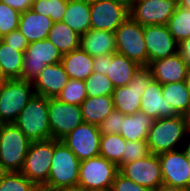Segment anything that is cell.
<instances>
[{
  "instance_id": "7402d4cb",
  "label": "cell",
  "mask_w": 190,
  "mask_h": 191,
  "mask_svg": "<svg viewBox=\"0 0 190 191\" xmlns=\"http://www.w3.org/2000/svg\"><path fill=\"white\" fill-rule=\"evenodd\" d=\"M53 24L50 17H45L29 9L21 13L18 30L28 43H32L47 39Z\"/></svg>"
},
{
  "instance_id": "30bf717a",
  "label": "cell",
  "mask_w": 190,
  "mask_h": 191,
  "mask_svg": "<svg viewBox=\"0 0 190 191\" xmlns=\"http://www.w3.org/2000/svg\"><path fill=\"white\" fill-rule=\"evenodd\" d=\"M62 57L48 39L29 43L24 53L21 80L33 83L46 65L60 63Z\"/></svg>"
},
{
  "instance_id": "ba28073f",
  "label": "cell",
  "mask_w": 190,
  "mask_h": 191,
  "mask_svg": "<svg viewBox=\"0 0 190 191\" xmlns=\"http://www.w3.org/2000/svg\"><path fill=\"white\" fill-rule=\"evenodd\" d=\"M53 153V138L31 142L20 172L37 187L44 186L48 181Z\"/></svg>"
},
{
  "instance_id": "1f68e13d",
  "label": "cell",
  "mask_w": 190,
  "mask_h": 191,
  "mask_svg": "<svg viewBox=\"0 0 190 191\" xmlns=\"http://www.w3.org/2000/svg\"><path fill=\"white\" fill-rule=\"evenodd\" d=\"M168 30L179 44L190 37V9L178 6L167 23Z\"/></svg>"
},
{
  "instance_id": "f1b7e54d",
  "label": "cell",
  "mask_w": 190,
  "mask_h": 191,
  "mask_svg": "<svg viewBox=\"0 0 190 191\" xmlns=\"http://www.w3.org/2000/svg\"><path fill=\"white\" fill-rule=\"evenodd\" d=\"M24 52L15 50L0 40V69L5 80L20 79Z\"/></svg>"
},
{
  "instance_id": "db71d44e",
  "label": "cell",
  "mask_w": 190,
  "mask_h": 191,
  "mask_svg": "<svg viewBox=\"0 0 190 191\" xmlns=\"http://www.w3.org/2000/svg\"><path fill=\"white\" fill-rule=\"evenodd\" d=\"M34 191H52V190L41 186V187H37Z\"/></svg>"
},
{
  "instance_id": "4316f807",
  "label": "cell",
  "mask_w": 190,
  "mask_h": 191,
  "mask_svg": "<svg viewBox=\"0 0 190 191\" xmlns=\"http://www.w3.org/2000/svg\"><path fill=\"white\" fill-rule=\"evenodd\" d=\"M152 123L153 119L140 111L131 115H125L119 134L126 141L147 140Z\"/></svg>"
},
{
  "instance_id": "5b68a950",
  "label": "cell",
  "mask_w": 190,
  "mask_h": 191,
  "mask_svg": "<svg viewBox=\"0 0 190 191\" xmlns=\"http://www.w3.org/2000/svg\"><path fill=\"white\" fill-rule=\"evenodd\" d=\"M31 141L14 124H0V162L7 172H20Z\"/></svg>"
},
{
  "instance_id": "603a6c76",
  "label": "cell",
  "mask_w": 190,
  "mask_h": 191,
  "mask_svg": "<svg viewBox=\"0 0 190 191\" xmlns=\"http://www.w3.org/2000/svg\"><path fill=\"white\" fill-rule=\"evenodd\" d=\"M140 65L118 52L107 55L106 75L114 87L127 86Z\"/></svg>"
},
{
  "instance_id": "d6a6232c",
  "label": "cell",
  "mask_w": 190,
  "mask_h": 191,
  "mask_svg": "<svg viewBox=\"0 0 190 191\" xmlns=\"http://www.w3.org/2000/svg\"><path fill=\"white\" fill-rule=\"evenodd\" d=\"M68 0H34L31 10L35 13L50 17L53 22L62 21Z\"/></svg>"
},
{
  "instance_id": "9c48e42d",
  "label": "cell",
  "mask_w": 190,
  "mask_h": 191,
  "mask_svg": "<svg viewBox=\"0 0 190 191\" xmlns=\"http://www.w3.org/2000/svg\"><path fill=\"white\" fill-rule=\"evenodd\" d=\"M153 80L148 66H140L127 86L116 87L112 93L114 109L124 115L140 111L141 96Z\"/></svg>"
},
{
  "instance_id": "6da1fadb",
  "label": "cell",
  "mask_w": 190,
  "mask_h": 191,
  "mask_svg": "<svg viewBox=\"0 0 190 191\" xmlns=\"http://www.w3.org/2000/svg\"><path fill=\"white\" fill-rule=\"evenodd\" d=\"M190 129V118L183 115L153 120L148 132L150 153L160 154L182 148Z\"/></svg>"
},
{
  "instance_id": "f5cc1de1",
  "label": "cell",
  "mask_w": 190,
  "mask_h": 191,
  "mask_svg": "<svg viewBox=\"0 0 190 191\" xmlns=\"http://www.w3.org/2000/svg\"><path fill=\"white\" fill-rule=\"evenodd\" d=\"M83 1H85L88 4H95V3H99V2L104 1V0H83Z\"/></svg>"
},
{
  "instance_id": "d4e9b609",
  "label": "cell",
  "mask_w": 190,
  "mask_h": 191,
  "mask_svg": "<svg viewBox=\"0 0 190 191\" xmlns=\"http://www.w3.org/2000/svg\"><path fill=\"white\" fill-rule=\"evenodd\" d=\"M80 108L84 123L99 126L114 110L112 95L87 97Z\"/></svg>"
},
{
  "instance_id": "816d5d0a",
  "label": "cell",
  "mask_w": 190,
  "mask_h": 191,
  "mask_svg": "<svg viewBox=\"0 0 190 191\" xmlns=\"http://www.w3.org/2000/svg\"><path fill=\"white\" fill-rule=\"evenodd\" d=\"M7 173V171L4 169L3 165L0 162V179Z\"/></svg>"
},
{
  "instance_id": "83f0119b",
  "label": "cell",
  "mask_w": 190,
  "mask_h": 191,
  "mask_svg": "<svg viewBox=\"0 0 190 191\" xmlns=\"http://www.w3.org/2000/svg\"><path fill=\"white\" fill-rule=\"evenodd\" d=\"M47 39L62 55L80 48V35L62 21L54 22Z\"/></svg>"
},
{
  "instance_id": "d590c367",
  "label": "cell",
  "mask_w": 190,
  "mask_h": 191,
  "mask_svg": "<svg viewBox=\"0 0 190 191\" xmlns=\"http://www.w3.org/2000/svg\"><path fill=\"white\" fill-rule=\"evenodd\" d=\"M36 188L21 172H7L0 179V191H34Z\"/></svg>"
},
{
  "instance_id": "8fae6325",
  "label": "cell",
  "mask_w": 190,
  "mask_h": 191,
  "mask_svg": "<svg viewBox=\"0 0 190 191\" xmlns=\"http://www.w3.org/2000/svg\"><path fill=\"white\" fill-rule=\"evenodd\" d=\"M48 114L52 138L62 140L80 124L84 123L80 106L48 98Z\"/></svg>"
},
{
  "instance_id": "d6986e66",
  "label": "cell",
  "mask_w": 190,
  "mask_h": 191,
  "mask_svg": "<svg viewBox=\"0 0 190 191\" xmlns=\"http://www.w3.org/2000/svg\"><path fill=\"white\" fill-rule=\"evenodd\" d=\"M69 77L62 63L46 65L33 82L35 94L56 98L67 84Z\"/></svg>"
},
{
  "instance_id": "cb8c5ba5",
  "label": "cell",
  "mask_w": 190,
  "mask_h": 191,
  "mask_svg": "<svg viewBox=\"0 0 190 191\" xmlns=\"http://www.w3.org/2000/svg\"><path fill=\"white\" fill-rule=\"evenodd\" d=\"M61 63L71 79L85 81L94 72L93 57L81 48L64 54Z\"/></svg>"
},
{
  "instance_id": "ab89813d",
  "label": "cell",
  "mask_w": 190,
  "mask_h": 191,
  "mask_svg": "<svg viewBox=\"0 0 190 191\" xmlns=\"http://www.w3.org/2000/svg\"><path fill=\"white\" fill-rule=\"evenodd\" d=\"M110 191H152L147 187L141 186L134 181L124 177L119 172L116 174Z\"/></svg>"
},
{
  "instance_id": "bcb514c9",
  "label": "cell",
  "mask_w": 190,
  "mask_h": 191,
  "mask_svg": "<svg viewBox=\"0 0 190 191\" xmlns=\"http://www.w3.org/2000/svg\"><path fill=\"white\" fill-rule=\"evenodd\" d=\"M182 149L185 152L186 157L190 161V129H189L187 137H186V139H185V141L183 143Z\"/></svg>"
},
{
  "instance_id": "f6af8a7d",
  "label": "cell",
  "mask_w": 190,
  "mask_h": 191,
  "mask_svg": "<svg viewBox=\"0 0 190 191\" xmlns=\"http://www.w3.org/2000/svg\"><path fill=\"white\" fill-rule=\"evenodd\" d=\"M152 191H189V190L161 184L159 187H157L155 190Z\"/></svg>"
},
{
  "instance_id": "8992f818",
  "label": "cell",
  "mask_w": 190,
  "mask_h": 191,
  "mask_svg": "<svg viewBox=\"0 0 190 191\" xmlns=\"http://www.w3.org/2000/svg\"><path fill=\"white\" fill-rule=\"evenodd\" d=\"M116 52L135 61L140 66H148V53L144 40V26L130 16L114 31Z\"/></svg>"
},
{
  "instance_id": "4fadbf2b",
  "label": "cell",
  "mask_w": 190,
  "mask_h": 191,
  "mask_svg": "<svg viewBox=\"0 0 190 191\" xmlns=\"http://www.w3.org/2000/svg\"><path fill=\"white\" fill-rule=\"evenodd\" d=\"M118 172L135 183L155 190L163 184L161 165L157 154L122 164Z\"/></svg>"
},
{
  "instance_id": "44dd1931",
  "label": "cell",
  "mask_w": 190,
  "mask_h": 191,
  "mask_svg": "<svg viewBox=\"0 0 190 191\" xmlns=\"http://www.w3.org/2000/svg\"><path fill=\"white\" fill-rule=\"evenodd\" d=\"M80 48L92 57L112 55L116 52L114 32L90 29L80 35Z\"/></svg>"
},
{
  "instance_id": "c3c4849f",
  "label": "cell",
  "mask_w": 190,
  "mask_h": 191,
  "mask_svg": "<svg viewBox=\"0 0 190 191\" xmlns=\"http://www.w3.org/2000/svg\"><path fill=\"white\" fill-rule=\"evenodd\" d=\"M178 6L190 9V0H178Z\"/></svg>"
},
{
  "instance_id": "f546056e",
  "label": "cell",
  "mask_w": 190,
  "mask_h": 191,
  "mask_svg": "<svg viewBox=\"0 0 190 191\" xmlns=\"http://www.w3.org/2000/svg\"><path fill=\"white\" fill-rule=\"evenodd\" d=\"M162 95L177 115L190 118V96L184 81L162 84Z\"/></svg>"
},
{
  "instance_id": "7a4b0ae2",
  "label": "cell",
  "mask_w": 190,
  "mask_h": 191,
  "mask_svg": "<svg viewBox=\"0 0 190 191\" xmlns=\"http://www.w3.org/2000/svg\"><path fill=\"white\" fill-rule=\"evenodd\" d=\"M14 124L31 141L52 139L48 114V97L34 94Z\"/></svg>"
},
{
  "instance_id": "484cf974",
  "label": "cell",
  "mask_w": 190,
  "mask_h": 191,
  "mask_svg": "<svg viewBox=\"0 0 190 191\" xmlns=\"http://www.w3.org/2000/svg\"><path fill=\"white\" fill-rule=\"evenodd\" d=\"M62 22L79 35L88 32L91 29L90 4L83 0H68Z\"/></svg>"
},
{
  "instance_id": "52a82bcc",
  "label": "cell",
  "mask_w": 190,
  "mask_h": 191,
  "mask_svg": "<svg viewBox=\"0 0 190 191\" xmlns=\"http://www.w3.org/2000/svg\"><path fill=\"white\" fill-rule=\"evenodd\" d=\"M118 170L115 163L100 155L82 160L78 186L86 191H110Z\"/></svg>"
},
{
  "instance_id": "ffe728a7",
  "label": "cell",
  "mask_w": 190,
  "mask_h": 191,
  "mask_svg": "<svg viewBox=\"0 0 190 191\" xmlns=\"http://www.w3.org/2000/svg\"><path fill=\"white\" fill-rule=\"evenodd\" d=\"M140 112L153 120L177 115L162 95V84L155 79L150 82L141 96Z\"/></svg>"
},
{
  "instance_id": "5bb4252c",
  "label": "cell",
  "mask_w": 190,
  "mask_h": 191,
  "mask_svg": "<svg viewBox=\"0 0 190 191\" xmlns=\"http://www.w3.org/2000/svg\"><path fill=\"white\" fill-rule=\"evenodd\" d=\"M163 184L190 191V161L182 148L158 154Z\"/></svg>"
},
{
  "instance_id": "681fc988",
  "label": "cell",
  "mask_w": 190,
  "mask_h": 191,
  "mask_svg": "<svg viewBox=\"0 0 190 191\" xmlns=\"http://www.w3.org/2000/svg\"><path fill=\"white\" fill-rule=\"evenodd\" d=\"M185 84H186V88H187V91L189 93V96H190V69L188 70V73L186 75V78H185Z\"/></svg>"
},
{
  "instance_id": "836d02e7",
  "label": "cell",
  "mask_w": 190,
  "mask_h": 191,
  "mask_svg": "<svg viewBox=\"0 0 190 191\" xmlns=\"http://www.w3.org/2000/svg\"><path fill=\"white\" fill-rule=\"evenodd\" d=\"M56 98L61 102L80 106L87 98L84 81L69 78L67 84Z\"/></svg>"
},
{
  "instance_id": "b9f144b4",
  "label": "cell",
  "mask_w": 190,
  "mask_h": 191,
  "mask_svg": "<svg viewBox=\"0 0 190 191\" xmlns=\"http://www.w3.org/2000/svg\"><path fill=\"white\" fill-rule=\"evenodd\" d=\"M0 1L8 5L9 7L14 8L20 13H23L31 9L34 0H0Z\"/></svg>"
},
{
  "instance_id": "7bdbcfd3",
  "label": "cell",
  "mask_w": 190,
  "mask_h": 191,
  "mask_svg": "<svg viewBox=\"0 0 190 191\" xmlns=\"http://www.w3.org/2000/svg\"><path fill=\"white\" fill-rule=\"evenodd\" d=\"M178 52L190 69V37L179 43Z\"/></svg>"
},
{
  "instance_id": "8d00e7d4",
  "label": "cell",
  "mask_w": 190,
  "mask_h": 191,
  "mask_svg": "<svg viewBox=\"0 0 190 191\" xmlns=\"http://www.w3.org/2000/svg\"><path fill=\"white\" fill-rule=\"evenodd\" d=\"M21 13L0 1V36L17 30Z\"/></svg>"
},
{
  "instance_id": "4dcf8cb0",
  "label": "cell",
  "mask_w": 190,
  "mask_h": 191,
  "mask_svg": "<svg viewBox=\"0 0 190 191\" xmlns=\"http://www.w3.org/2000/svg\"><path fill=\"white\" fill-rule=\"evenodd\" d=\"M126 140L120 134H101L99 155L118 167L122 165V155Z\"/></svg>"
},
{
  "instance_id": "ee69618b",
  "label": "cell",
  "mask_w": 190,
  "mask_h": 191,
  "mask_svg": "<svg viewBox=\"0 0 190 191\" xmlns=\"http://www.w3.org/2000/svg\"><path fill=\"white\" fill-rule=\"evenodd\" d=\"M106 67H107V55L93 57L94 72L106 75Z\"/></svg>"
},
{
  "instance_id": "e575fe53",
  "label": "cell",
  "mask_w": 190,
  "mask_h": 191,
  "mask_svg": "<svg viewBox=\"0 0 190 191\" xmlns=\"http://www.w3.org/2000/svg\"><path fill=\"white\" fill-rule=\"evenodd\" d=\"M87 97L112 95L115 87L107 75L93 72L85 81Z\"/></svg>"
},
{
  "instance_id": "7dc6e473",
  "label": "cell",
  "mask_w": 190,
  "mask_h": 191,
  "mask_svg": "<svg viewBox=\"0 0 190 191\" xmlns=\"http://www.w3.org/2000/svg\"><path fill=\"white\" fill-rule=\"evenodd\" d=\"M52 191H86L84 188H82L81 186H73V187H61V188H57L55 190Z\"/></svg>"
},
{
  "instance_id": "f35d334b",
  "label": "cell",
  "mask_w": 190,
  "mask_h": 191,
  "mask_svg": "<svg viewBox=\"0 0 190 191\" xmlns=\"http://www.w3.org/2000/svg\"><path fill=\"white\" fill-rule=\"evenodd\" d=\"M125 115L119 110L114 109L99 125L101 134H119Z\"/></svg>"
},
{
  "instance_id": "74e56055",
  "label": "cell",
  "mask_w": 190,
  "mask_h": 191,
  "mask_svg": "<svg viewBox=\"0 0 190 191\" xmlns=\"http://www.w3.org/2000/svg\"><path fill=\"white\" fill-rule=\"evenodd\" d=\"M150 154L147 140L126 141L125 150L122 155V164L136 161Z\"/></svg>"
},
{
  "instance_id": "7c38bea8",
  "label": "cell",
  "mask_w": 190,
  "mask_h": 191,
  "mask_svg": "<svg viewBox=\"0 0 190 191\" xmlns=\"http://www.w3.org/2000/svg\"><path fill=\"white\" fill-rule=\"evenodd\" d=\"M178 0H137L129 8L130 17L142 26L167 25Z\"/></svg>"
},
{
  "instance_id": "11a10c76",
  "label": "cell",
  "mask_w": 190,
  "mask_h": 191,
  "mask_svg": "<svg viewBox=\"0 0 190 191\" xmlns=\"http://www.w3.org/2000/svg\"><path fill=\"white\" fill-rule=\"evenodd\" d=\"M3 80H5V79L3 78V76H2V71H1V69H0V82H2Z\"/></svg>"
},
{
  "instance_id": "e0dca14e",
  "label": "cell",
  "mask_w": 190,
  "mask_h": 191,
  "mask_svg": "<svg viewBox=\"0 0 190 191\" xmlns=\"http://www.w3.org/2000/svg\"><path fill=\"white\" fill-rule=\"evenodd\" d=\"M144 40L148 53V64L178 52L179 44L170 34L167 25L144 26Z\"/></svg>"
},
{
  "instance_id": "3957f363",
  "label": "cell",
  "mask_w": 190,
  "mask_h": 191,
  "mask_svg": "<svg viewBox=\"0 0 190 191\" xmlns=\"http://www.w3.org/2000/svg\"><path fill=\"white\" fill-rule=\"evenodd\" d=\"M81 161L68 148L63 140L54 139V153L45 188L55 190L61 187L78 185Z\"/></svg>"
},
{
  "instance_id": "2e32d148",
  "label": "cell",
  "mask_w": 190,
  "mask_h": 191,
  "mask_svg": "<svg viewBox=\"0 0 190 191\" xmlns=\"http://www.w3.org/2000/svg\"><path fill=\"white\" fill-rule=\"evenodd\" d=\"M129 16V8L117 1L90 4L91 29L114 32Z\"/></svg>"
},
{
  "instance_id": "9a60e30c",
  "label": "cell",
  "mask_w": 190,
  "mask_h": 191,
  "mask_svg": "<svg viewBox=\"0 0 190 191\" xmlns=\"http://www.w3.org/2000/svg\"><path fill=\"white\" fill-rule=\"evenodd\" d=\"M62 140L80 161L99 156L101 131L97 125L82 123Z\"/></svg>"
},
{
  "instance_id": "f907efd6",
  "label": "cell",
  "mask_w": 190,
  "mask_h": 191,
  "mask_svg": "<svg viewBox=\"0 0 190 191\" xmlns=\"http://www.w3.org/2000/svg\"><path fill=\"white\" fill-rule=\"evenodd\" d=\"M113 1H117L119 3H122L125 6H127L128 8H130L132 6V0H113Z\"/></svg>"
},
{
  "instance_id": "277c9868",
  "label": "cell",
  "mask_w": 190,
  "mask_h": 191,
  "mask_svg": "<svg viewBox=\"0 0 190 191\" xmlns=\"http://www.w3.org/2000/svg\"><path fill=\"white\" fill-rule=\"evenodd\" d=\"M34 94L32 82L20 79L0 82V124L14 123Z\"/></svg>"
},
{
  "instance_id": "ac0fdd59",
  "label": "cell",
  "mask_w": 190,
  "mask_h": 191,
  "mask_svg": "<svg viewBox=\"0 0 190 191\" xmlns=\"http://www.w3.org/2000/svg\"><path fill=\"white\" fill-rule=\"evenodd\" d=\"M153 79L161 84L185 81L189 67L177 52L163 59L154 60L148 64Z\"/></svg>"
},
{
  "instance_id": "60d3db41",
  "label": "cell",
  "mask_w": 190,
  "mask_h": 191,
  "mask_svg": "<svg viewBox=\"0 0 190 191\" xmlns=\"http://www.w3.org/2000/svg\"><path fill=\"white\" fill-rule=\"evenodd\" d=\"M1 40L7 44L8 46H12L15 50L20 52H26V48L28 46V41L22 35V33L17 29L11 31L9 34L4 35Z\"/></svg>"
}]
</instances>
